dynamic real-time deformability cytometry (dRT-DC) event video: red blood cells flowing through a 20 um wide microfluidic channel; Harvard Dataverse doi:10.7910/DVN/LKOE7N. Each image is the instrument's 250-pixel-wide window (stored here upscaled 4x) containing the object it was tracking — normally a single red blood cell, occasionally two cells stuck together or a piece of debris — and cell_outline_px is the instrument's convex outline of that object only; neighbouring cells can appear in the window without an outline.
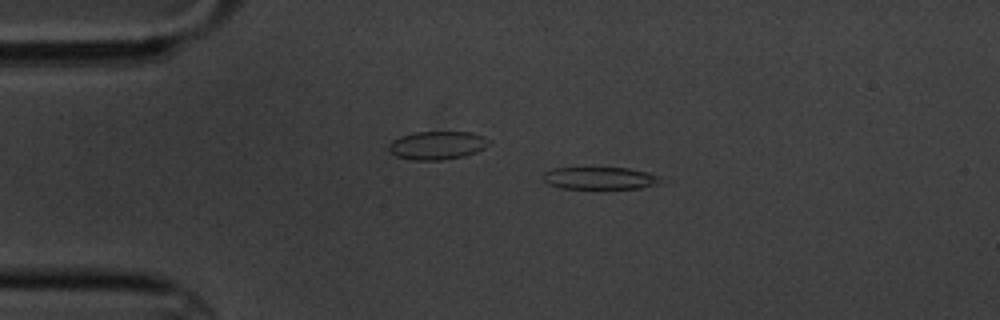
{"species": "common noctule bat (a hibernating species)", "species_latin": "Nyctalus noctula", "temperature_condition": "cold", "stored_images_in_passage": 4, "camera_frame_rate_fps": 3000, "um_per_image_px": 0.085, "animal": {"sex": "male", "body_mass_g": 20.1, "forearm_length_mm": 53.5}, "frame": {"image": 1, "passage_image": 2, "time_ms": 1.333, "image_size_px": [1000, 320], "cell_outline_px": [[672, 180], [640, 188], [560, 188], [548, 184], [540, 176], [544, 172], [552, 168], [628, 168], [660, 176]], "centroid_in_image_um": [51.03, 15.14], "position_along_channel_um": 34.0, "area_um2": 15.43}}